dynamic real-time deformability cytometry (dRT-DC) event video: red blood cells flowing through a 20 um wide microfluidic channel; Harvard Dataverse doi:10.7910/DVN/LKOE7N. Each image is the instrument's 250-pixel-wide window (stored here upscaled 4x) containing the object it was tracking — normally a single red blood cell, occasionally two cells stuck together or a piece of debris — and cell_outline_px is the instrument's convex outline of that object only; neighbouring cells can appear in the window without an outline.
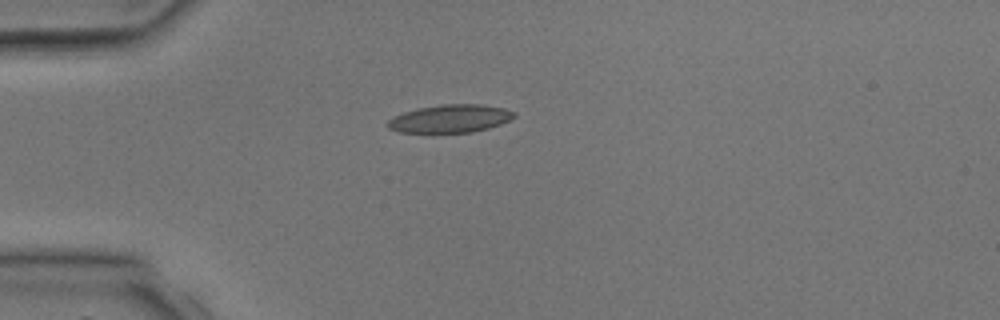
{"species": "common noctule bat (a hibernating species)", "species_latin": "Nyctalus noctula", "temperature_condition": "room temperature", "stored_images_in_passage": 3, "camera_frame_rate_fps": 3000, "um_per_image_px": 0.085, "animal": {"sex": "male", "body_mass_g": 17.9, "forearm_length_mm": 54.2}, "frame": {"image": 1, "passage_image": 3, "time_ms": 2.333, "image_size_px": [1000, 320], "cell_outline_px": [[516, 116], [500, 124], [488, 128], [472, 132], [400, 132], [388, 128], [388, 120], [392, 116], [404, 112], [420, 108], [444, 104], [484, 104], [504, 108], [516, 112]], "centroid_in_image_um": [38.29, 10.07], "position_along_channel_um": 46.7, "area_um2": 20.46}}